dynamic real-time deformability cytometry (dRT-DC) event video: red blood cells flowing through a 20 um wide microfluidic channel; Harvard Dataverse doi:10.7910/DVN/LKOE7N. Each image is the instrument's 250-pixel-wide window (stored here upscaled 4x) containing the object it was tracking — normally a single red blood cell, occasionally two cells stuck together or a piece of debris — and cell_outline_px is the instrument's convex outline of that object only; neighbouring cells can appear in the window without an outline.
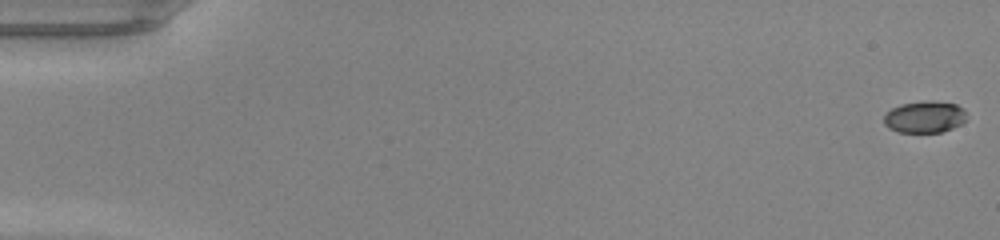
{"species": "common noctule bat (a hibernating species)", "species_latin": "Nyctalus noctula", "temperature_condition": "warm", "stored_images_in_passage": 49, "camera_frame_rate_fps": 3000, "um_per_image_px": 0.085, "animal": {"sex": "male", "body_mass_g": 20.0, "forearm_length_mm": 53.3}, "frame": {"image": 1, "passage_image": 1, "time_ms": 0.0, "image_size_px": [1000, 240], "cell_outline_px": [[968, 120], [952, 128], [940, 132], [896, 132], [888, 128], [884, 124], [884, 116], [892, 108], [900, 104], [928, 100], [932, 100], [956, 104], [964, 108]], "centroid_in_image_um": [78.61, 9.93], "position_along_channel_um": 6.4, "area_um2": 15.49}}
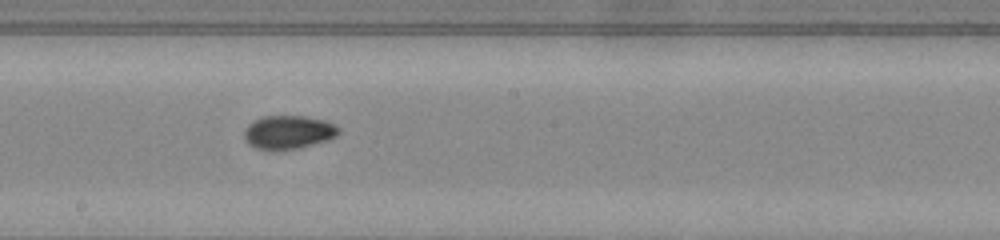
{"frame": {"image": 2, "passage_image": 28, "time_ms": 9.0, "image_size_px": [1000, 240], "cell_outline_px": [[340, 132], [336, 136], [328, 140], [300, 148], [276, 152], [256, 148], [248, 144], [244, 140], [244, 132], [248, 124], [252, 120], [264, 116], [304, 116], [324, 120], [340, 128]], "centroid_in_image_um": [24.48, 11.26], "position_along_channel_um": 223.7, "area_um2": 18.84}}
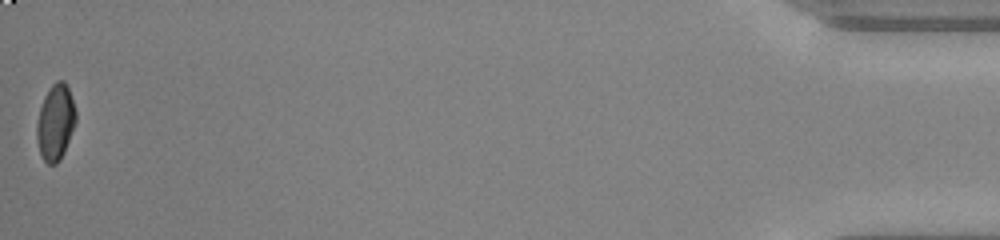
{"frame": {"image": 3, "passage_image": 49, "time_ms": 16.0, "image_size_px": [1000, 240], "cell_outline_px": [[76, 120], [64, 152], [60, 160], [56, 164], [48, 164], [40, 156], [36, 140], [36, 124], [40, 108], [44, 96], [48, 88], [56, 80], [64, 80], [68, 88], [76, 112]], "centroid_in_image_um": [4.69, 10.4], "position_along_channel_um": 430.5, "area_um2": 17.34}, "authors_computed_cell_mechanics": {"area_um2": 17.3978, "velocity_mm_per_s": 4.2994, "shape_relaxation_time_tau1_ms": 5.9422, "shape_relaxation_time_tau2_ms": 1.9339, "deformation_change_tau1": 0.1923, "deformation_change_tau2": 0.0405}}